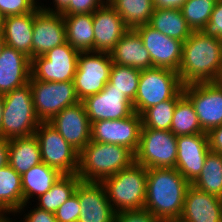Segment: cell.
I'll use <instances>...</instances> for the list:
<instances>
[{
    "label": "cell",
    "mask_w": 222,
    "mask_h": 222,
    "mask_svg": "<svg viewBox=\"0 0 222 222\" xmlns=\"http://www.w3.org/2000/svg\"><path fill=\"white\" fill-rule=\"evenodd\" d=\"M190 185L176 168H148L143 209L163 222L178 221Z\"/></svg>",
    "instance_id": "1"
},
{
    "label": "cell",
    "mask_w": 222,
    "mask_h": 222,
    "mask_svg": "<svg viewBox=\"0 0 222 222\" xmlns=\"http://www.w3.org/2000/svg\"><path fill=\"white\" fill-rule=\"evenodd\" d=\"M222 72V39L192 31L183 42L182 61L178 70L183 85L217 82Z\"/></svg>",
    "instance_id": "2"
},
{
    "label": "cell",
    "mask_w": 222,
    "mask_h": 222,
    "mask_svg": "<svg viewBox=\"0 0 222 222\" xmlns=\"http://www.w3.org/2000/svg\"><path fill=\"white\" fill-rule=\"evenodd\" d=\"M134 162V154L126 147L90 141L79 152L77 175L81 181L102 182Z\"/></svg>",
    "instance_id": "3"
},
{
    "label": "cell",
    "mask_w": 222,
    "mask_h": 222,
    "mask_svg": "<svg viewBox=\"0 0 222 222\" xmlns=\"http://www.w3.org/2000/svg\"><path fill=\"white\" fill-rule=\"evenodd\" d=\"M101 183L105 186L108 200L116 213L144 208L147 169L143 165L134 161L129 167L107 177Z\"/></svg>",
    "instance_id": "4"
},
{
    "label": "cell",
    "mask_w": 222,
    "mask_h": 222,
    "mask_svg": "<svg viewBox=\"0 0 222 222\" xmlns=\"http://www.w3.org/2000/svg\"><path fill=\"white\" fill-rule=\"evenodd\" d=\"M3 101L1 137L10 140L34 135L41 122L35 113L29 83L3 95Z\"/></svg>",
    "instance_id": "5"
},
{
    "label": "cell",
    "mask_w": 222,
    "mask_h": 222,
    "mask_svg": "<svg viewBox=\"0 0 222 222\" xmlns=\"http://www.w3.org/2000/svg\"><path fill=\"white\" fill-rule=\"evenodd\" d=\"M182 88L177 71L159 67L143 69L133 102L134 112L141 115L146 109L173 98Z\"/></svg>",
    "instance_id": "6"
},
{
    "label": "cell",
    "mask_w": 222,
    "mask_h": 222,
    "mask_svg": "<svg viewBox=\"0 0 222 222\" xmlns=\"http://www.w3.org/2000/svg\"><path fill=\"white\" fill-rule=\"evenodd\" d=\"M177 136L171 131L141 128L134 161L148 168H175Z\"/></svg>",
    "instance_id": "7"
},
{
    "label": "cell",
    "mask_w": 222,
    "mask_h": 222,
    "mask_svg": "<svg viewBox=\"0 0 222 222\" xmlns=\"http://www.w3.org/2000/svg\"><path fill=\"white\" fill-rule=\"evenodd\" d=\"M35 113L40 122H49L64 108L78 103L74 82H44L30 77Z\"/></svg>",
    "instance_id": "8"
},
{
    "label": "cell",
    "mask_w": 222,
    "mask_h": 222,
    "mask_svg": "<svg viewBox=\"0 0 222 222\" xmlns=\"http://www.w3.org/2000/svg\"><path fill=\"white\" fill-rule=\"evenodd\" d=\"M34 135L41 153V160L63 175L77 174L79 152L72 147L48 122H41Z\"/></svg>",
    "instance_id": "9"
},
{
    "label": "cell",
    "mask_w": 222,
    "mask_h": 222,
    "mask_svg": "<svg viewBox=\"0 0 222 222\" xmlns=\"http://www.w3.org/2000/svg\"><path fill=\"white\" fill-rule=\"evenodd\" d=\"M80 51L68 42L31 59V77L44 82L73 81Z\"/></svg>",
    "instance_id": "10"
},
{
    "label": "cell",
    "mask_w": 222,
    "mask_h": 222,
    "mask_svg": "<svg viewBox=\"0 0 222 222\" xmlns=\"http://www.w3.org/2000/svg\"><path fill=\"white\" fill-rule=\"evenodd\" d=\"M112 64L108 53L80 52L73 80L75 92L80 101L99 93L106 86Z\"/></svg>",
    "instance_id": "11"
},
{
    "label": "cell",
    "mask_w": 222,
    "mask_h": 222,
    "mask_svg": "<svg viewBox=\"0 0 222 222\" xmlns=\"http://www.w3.org/2000/svg\"><path fill=\"white\" fill-rule=\"evenodd\" d=\"M183 94L193 104L204 132L222 125V85L218 81L183 85Z\"/></svg>",
    "instance_id": "12"
},
{
    "label": "cell",
    "mask_w": 222,
    "mask_h": 222,
    "mask_svg": "<svg viewBox=\"0 0 222 222\" xmlns=\"http://www.w3.org/2000/svg\"><path fill=\"white\" fill-rule=\"evenodd\" d=\"M141 128L142 118L136 112L122 119L98 120L91 124V141L121 145L135 154Z\"/></svg>",
    "instance_id": "13"
},
{
    "label": "cell",
    "mask_w": 222,
    "mask_h": 222,
    "mask_svg": "<svg viewBox=\"0 0 222 222\" xmlns=\"http://www.w3.org/2000/svg\"><path fill=\"white\" fill-rule=\"evenodd\" d=\"M148 50L152 66L179 70L182 61L183 42L170 38L148 24L135 28Z\"/></svg>",
    "instance_id": "14"
},
{
    "label": "cell",
    "mask_w": 222,
    "mask_h": 222,
    "mask_svg": "<svg viewBox=\"0 0 222 222\" xmlns=\"http://www.w3.org/2000/svg\"><path fill=\"white\" fill-rule=\"evenodd\" d=\"M89 121L117 120L129 117L134 113L133 103L109 82L97 94L82 100Z\"/></svg>",
    "instance_id": "15"
},
{
    "label": "cell",
    "mask_w": 222,
    "mask_h": 222,
    "mask_svg": "<svg viewBox=\"0 0 222 222\" xmlns=\"http://www.w3.org/2000/svg\"><path fill=\"white\" fill-rule=\"evenodd\" d=\"M48 123L78 152L91 141V123L82 101L64 108Z\"/></svg>",
    "instance_id": "16"
},
{
    "label": "cell",
    "mask_w": 222,
    "mask_h": 222,
    "mask_svg": "<svg viewBox=\"0 0 222 222\" xmlns=\"http://www.w3.org/2000/svg\"><path fill=\"white\" fill-rule=\"evenodd\" d=\"M67 42L64 18L61 13L34 10L32 59Z\"/></svg>",
    "instance_id": "17"
},
{
    "label": "cell",
    "mask_w": 222,
    "mask_h": 222,
    "mask_svg": "<svg viewBox=\"0 0 222 222\" xmlns=\"http://www.w3.org/2000/svg\"><path fill=\"white\" fill-rule=\"evenodd\" d=\"M177 147L175 168L192 184L201 174L210 151L207 133L177 136Z\"/></svg>",
    "instance_id": "18"
},
{
    "label": "cell",
    "mask_w": 222,
    "mask_h": 222,
    "mask_svg": "<svg viewBox=\"0 0 222 222\" xmlns=\"http://www.w3.org/2000/svg\"><path fill=\"white\" fill-rule=\"evenodd\" d=\"M75 193L80 202L78 222H114L116 212L101 182L80 181Z\"/></svg>",
    "instance_id": "19"
},
{
    "label": "cell",
    "mask_w": 222,
    "mask_h": 222,
    "mask_svg": "<svg viewBox=\"0 0 222 222\" xmlns=\"http://www.w3.org/2000/svg\"><path fill=\"white\" fill-rule=\"evenodd\" d=\"M92 17L94 52L109 54L129 28L110 3H104L92 13Z\"/></svg>",
    "instance_id": "20"
},
{
    "label": "cell",
    "mask_w": 222,
    "mask_h": 222,
    "mask_svg": "<svg viewBox=\"0 0 222 222\" xmlns=\"http://www.w3.org/2000/svg\"><path fill=\"white\" fill-rule=\"evenodd\" d=\"M178 222H222V198L200 191L191 184Z\"/></svg>",
    "instance_id": "21"
},
{
    "label": "cell",
    "mask_w": 222,
    "mask_h": 222,
    "mask_svg": "<svg viewBox=\"0 0 222 222\" xmlns=\"http://www.w3.org/2000/svg\"><path fill=\"white\" fill-rule=\"evenodd\" d=\"M30 77V57L6 45L0 55V94L29 83Z\"/></svg>",
    "instance_id": "22"
},
{
    "label": "cell",
    "mask_w": 222,
    "mask_h": 222,
    "mask_svg": "<svg viewBox=\"0 0 222 222\" xmlns=\"http://www.w3.org/2000/svg\"><path fill=\"white\" fill-rule=\"evenodd\" d=\"M109 54L117 65L140 70L153 68L149 52L135 29H129Z\"/></svg>",
    "instance_id": "23"
},
{
    "label": "cell",
    "mask_w": 222,
    "mask_h": 222,
    "mask_svg": "<svg viewBox=\"0 0 222 222\" xmlns=\"http://www.w3.org/2000/svg\"><path fill=\"white\" fill-rule=\"evenodd\" d=\"M34 11L4 17L2 34L6 45L32 59Z\"/></svg>",
    "instance_id": "24"
},
{
    "label": "cell",
    "mask_w": 222,
    "mask_h": 222,
    "mask_svg": "<svg viewBox=\"0 0 222 222\" xmlns=\"http://www.w3.org/2000/svg\"><path fill=\"white\" fill-rule=\"evenodd\" d=\"M62 175L63 174H61L57 169L49 167L44 162L33 166L27 172H25L21 176L23 206L18 212H20L23 207L27 205L29 199L32 198L35 194L38 198L49 191L51 187L61 178Z\"/></svg>",
    "instance_id": "25"
},
{
    "label": "cell",
    "mask_w": 222,
    "mask_h": 222,
    "mask_svg": "<svg viewBox=\"0 0 222 222\" xmlns=\"http://www.w3.org/2000/svg\"><path fill=\"white\" fill-rule=\"evenodd\" d=\"M8 164L21 176L42 162L38 140L35 135L9 140Z\"/></svg>",
    "instance_id": "26"
},
{
    "label": "cell",
    "mask_w": 222,
    "mask_h": 222,
    "mask_svg": "<svg viewBox=\"0 0 222 222\" xmlns=\"http://www.w3.org/2000/svg\"><path fill=\"white\" fill-rule=\"evenodd\" d=\"M67 42L80 52H94L92 13L63 15Z\"/></svg>",
    "instance_id": "27"
},
{
    "label": "cell",
    "mask_w": 222,
    "mask_h": 222,
    "mask_svg": "<svg viewBox=\"0 0 222 222\" xmlns=\"http://www.w3.org/2000/svg\"><path fill=\"white\" fill-rule=\"evenodd\" d=\"M148 25L182 42L192 33L181 10L177 8H155Z\"/></svg>",
    "instance_id": "28"
},
{
    "label": "cell",
    "mask_w": 222,
    "mask_h": 222,
    "mask_svg": "<svg viewBox=\"0 0 222 222\" xmlns=\"http://www.w3.org/2000/svg\"><path fill=\"white\" fill-rule=\"evenodd\" d=\"M23 206L22 178L9 164L0 168V217Z\"/></svg>",
    "instance_id": "29"
},
{
    "label": "cell",
    "mask_w": 222,
    "mask_h": 222,
    "mask_svg": "<svg viewBox=\"0 0 222 222\" xmlns=\"http://www.w3.org/2000/svg\"><path fill=\"white\" fill-rule=\"evenodd\" d=\"M110 5L129 29L148 24L155 10L153 0H112Z\"/></svg>",
    "instance_id": "30"
},
{
    "label": "cell",
    "mask_w": 222,
    "mask_h": 222,
    "mask_svg": "<svg viewBox=\"0 0 222 222\" xmlns=\"http://www.w3.org/2000/svg\"><path fill=\"white\" fill-rule=\"evenodd\" d=\"M192 185L222 198V154L211 150L208 152L201 174Z\"/></svg>",
    "instance_id": "31"
},
{
    "label": "cell",
    "mask_w": 222,
    "mask_h": 222,
    "mask_svg": "<svg viewBox=\"0 0 222 222\" xmlns=\"http://www.w3.org/2000/svg\"><path fill=\"white\" fill-rule=\"evenodd\" d=\"M80 181L77 174L62 175L49 191L38 197L37 207L55 213L75 193Z\"/></svg>",
    "instance_id": "32"
},
{
    "label": "cell",
    "mask_w": 222,
    "mask_h": 222,
    "mask_svg": "<svg viewBox=\"0 0 222 222\" xmlns=\"http://www.w3.org/2000/svg\"><path fill=\"white\" fill-rule=\"evenodd\" d=\"M170 131L175 136L206 133L201 128L193 104L185 95L177 101Z\"/></svg>",
    "instance_id": "33"
},
{
    "label": "cell",
    "mask_w": 222,
    "mask_h": 222,
    "mask_svg": "<svg viewBox=\"0 0 222 222\" xmlns=\"http://www.w3.org/2000/svg\"><path fill=\"white\" fill-rule=\"evenodd\" d=\"M183 88L171 99L158 103L142 114V128L170 131L177 101L183 96Z\"/></svg>",
    "instance_id": "34"
},
{
    "label": "cell",
    "mask_w": 222,
    "mask_h": 222,
    "mask_svg": "<svg viewBox=\"0 0 222 222\" xmlns=\"http://www.w3.org/2000/svg\"><path fill=\"white\" fill-rule=\"evenodd\" d=\"M140 73V69L113 63L109 83L133 103L138 89Z\"/></svg>",
    "instance_id": "35"
},
{
    "label": "cell",
    "mask_w": 222,
    "mask_h": 222,
    "mask_svg": "<svg viewBox=\"0 0 222 222\" xmlns=\"http://www.w3.org/2000/svg\"><path fill=\"white\" fill-rule=\"evenodd\" d=\"M217 0H187L180 8L189 28L201 31L209 22Z\"/></svg>",
    "instance_id": "36"
},
{
    "label": "cell",
    "mask_w": 222,
    "mask_h": 222,
    "mask_svg": "<svg viewBox=\"0 0 222 222\" xmlns=\"http://www.w3.org/2000/svg\"><path fill=\"white\" fill-rule=\"evenodd\" d=\"M35 0H0V12L6 17L33 12L37 7Z\"/></svg>",
    "instance_id": "37"
},
{
    "label": "cell",
    "mask_w": 222,
    "mask_h": 222,
    "mask_svg": "<svg viewBox=\"0 0 222 222\" xmlns=\"http://www.w3.org/2000/svg\"><path fill=\"white\" fill-rule=\"evenodd\" d=\"M80 202L78 195L74 193L54 213L57 222H78L80 216Z\"/></svg>",
    "instance_id": "38"
},
{
    "label": "cell",
    "mask_w": 222,
    "mask_h": 222,
    "mask_svg": "<svg viewBox=\"0 0 222 222\" xmlns=\"http://www.w3.org/2000/svg\"><path fill=\"white\" fill-rule=\"evenodd\" d=\"M201 31L207 36L222 39V0H217L209 22Z\"/></svg>",
    "instance_id": "39"
},
{
    "label": "cell",
    "mask_w": 222,
    "mask_h": 222,
    "mask_svg": "<svg viewBox=\"0 0 222 222\" xmlns=\"http://www.w3.org/2000/svg\"><path fill=\"white\" fill-rule=\"evenodd\" d=\"M104 3V0H71L69 5L61 12V14L73 15L81 13H93Z\"/></svg>",
    "instance_id": "40"
},
{
    "label": "cell",
    "mask_w": 222,
    "mask_h": 222,
    "mask_svg": "<svg viewBox=\"0 0 222 222\" xmlns=\"http://www.w3.org/2000/svg\"><path fill=\"white\" fill-rule=\"evenodd\" d=\"M114 222H163L153 216L149 211L142 210H130L119 211L115 215Z\"/></svg>",
    "instance_id": "41"
},
{
    "label": "cell",
    "mask_w": 222,
    "mask_h": 222,
    "mask_svg": "<svg viewBox=\"0 0 222 222\" xmlns=\"http://www.w3.org/2000/svg\"><path fill=\"white\" fill-rule=\"evenodd\" d=\"M207 137L210 150L222 154V125L210 129Z\"/></svg>",
    "instance_id": "42"
},
{
    "label": "cell",
    "mask_w": 222,
    "mask_h": 222,
    "mask_svg": "<svg viewBox=\"0 0 222 222\" xmlns=\"http://www.w3.org/2000/svg\"><path fill=\"white\" fill-rule=\"evenodd\" d=\"M24 219V222H57L54 213L39 209L38 207L31 210Z\"/></svg>",
    "instance_id": "43"
},
{
    "label": "cell",
    "mask_w": 222,
    "mask_h": 222,
    "mask_svg": "<svg viewBox=\"0 0 222 222\" xmlns=\"http://www.w3.org/2000/svg\"><path fill=\"white\" fill-rule=\"evenodd\" d=\"M9 140L0 136V168L8 165Z\"/></svg>",
    "instance_id": "44"
},
{
    "label": "cell",
    "mask_w": 222,
    "mask_h": 222,
    "mask_svg": "<svg viewBox=\"0 0 222 222\" xmlns=\"http://www.w3.org/2000/svg\"><path fill=\"white\" fill-rule=\"evenodd\" d=\"M187 0H153L155 8L180 9Z\"/></svg>",
    "instance_id": "45"
},
{
    "label": "cell",
    "mask_w": 222,
    "mask_h": 222,
    "mask_svg": "<svg viewBox=\"0 0 222 222\" xmlns=\"http://www.w3.org/2000/svg\"><path fill=\"white\" fill-rule=\"evenodd\" d=\"M54 2V6H55V10L53 9H50V8H43L41 6L40 9L44 10V11H47V12H51V13H61L70 3L71 0H53Z\"/></svg>",
    "instance_id": "46"
},
{
    "label": "cell",
    "mask_w": 222,
    "mask_h": 222,
    "mask_svg": "<svg viewBox=\"0 0 222 222\" xmlns=\"http://www.w3.org/2000/svg\"><path fill=\"white\" fill-rule=\"evenodd\" d=\"M3 111H4L3 95L0 94V136H1V124H2V119H3Z\"/></svg>",
    "instance_id": "47"
},
{
    "label": "cell",
    "mask_w": 222,
    "mask_h": 222,
    "mask_svg": "<svg viewBox=\"0 0 222 222\" xmlns=\"http://www.w3.org/2000/svg\"><path fill=\"white\" fill-rule=\"evenodd\" d=\"M6 46V42L4 40V36L2 32H0V55L2 53L3 48Z\"/></svg>",
    "instance_id": "48"
},
{
    "label": "cell",
    "mask_w": 222,
    "mask_h": 222,
    "mask_svg": "<svg viewBox=\"0 0 222 222\" xmlns=\"http://www.w3.org/2000/svg\"><path fill=\"white\" fill-rule=\"evenodd\" d=\"M3 21H4V16H3V15L1 14V12H0V32H2Z\"/></svg>",
    "instance_id": "49"
},
{
    "label": "cell",
    "mask_w": 222,
    "mask_h": 222,
    "mask_svg": "<svg viewBox=\"0 0 222 222\" xmlns=\"http://www.w3.org/2000/svg\"><path fill=\"white\" fill-rule=\"evenodd\" d=\"M0 222H12V220L10 221V218L8 219V217L6 218V216H4L0 217Z\"/></svg>",
    "instance_id": "50"
},
{
    "label": "cell",
    "mask_w": 222,
    "mask_h": 222,
    "mask_svg": "<svg viewBox=\"0 0 222 222\" xmlns=\"http://www.w3.org/2000/svg\"><path fill=\"white\" fill-rule=\"evenodd\" d=\"M218 82L222 85V72H221V75H220V78H219Z\"/></svg>",
    "instance_id": "51"
},
{
    "label": "cell",
    "mask_w": 222,
    "mask_h": 222,
    "mask_svg": "<svg viewBox=\"0 0 222 222\" xmlns=\"http://www.w3.org/2000/svg\"><path fill=\"white\" fill-rule=\"evenodd\" d=\"M111 1H112V0H106V1L104 0V2H106V3H110Z\"/></svg>",
    "instance_id": "52"
}]
</instances>
